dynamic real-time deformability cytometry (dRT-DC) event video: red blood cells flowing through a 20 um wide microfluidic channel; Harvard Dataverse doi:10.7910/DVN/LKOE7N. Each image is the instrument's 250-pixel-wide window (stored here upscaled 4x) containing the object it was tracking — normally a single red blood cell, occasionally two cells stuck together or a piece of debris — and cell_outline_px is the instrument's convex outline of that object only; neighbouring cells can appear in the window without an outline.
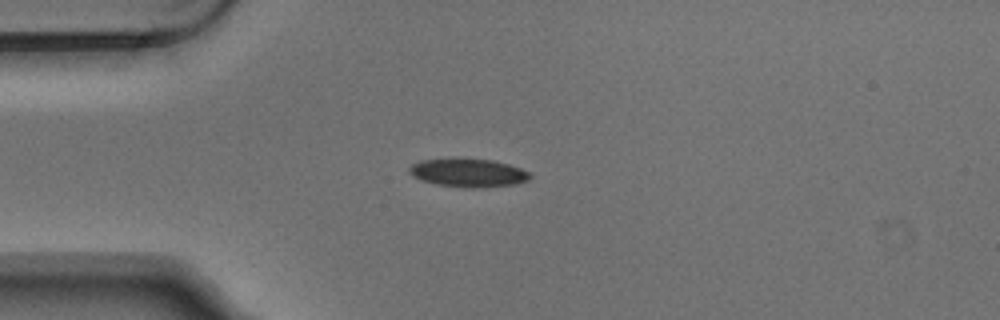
{"species": "Egyptian fruit bat (a non-hibernating species)", "species_latin": "Rousettus aegyptiacus", "temperature_condition": "warm", "stored_images_in_passage": 5, "camera_frame_rate_fps": 3000, "um_per_image_px": 0.085, "animal": {"sex": "male"}, "frame": {"image": 1, "passage_image": 3, "time_ms": 0.667, "image_size_px": [1000, 320], "cell_outline_px": [[532, 176], [528, 180], [516, 184], [484, 188], [468, 188], [436, 184], [420, 180], [412, 176], [408, 172], [408, 168], [412, 164], [420, 160], [492, 160], [508, 164], [520, 168], [528, 172]], "centroid_in_image_um": [39.8, 14.72], "position_along_channel_um": 45.2, "area_um2": 19.65}}
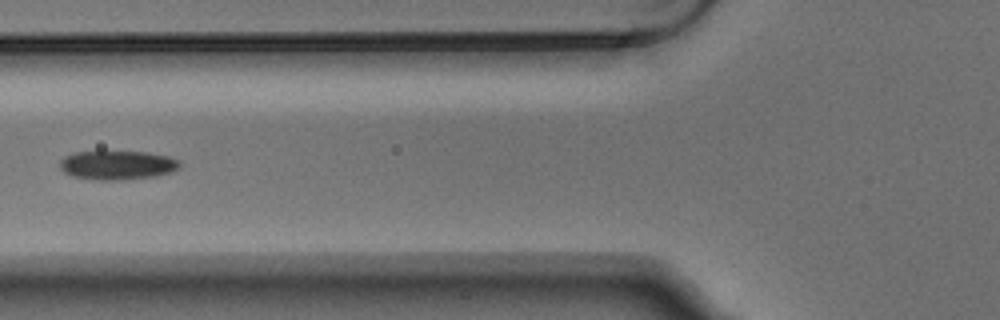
{"frame": {"image": 2, "passage_image": 5, "time_ms": 1.333, "image_size_px": [1000, 320], "cell_outline_px": [[180, 168], [172, 172], [156, 176], [120, 180], [100, 180], [72, 176], [64, 172], [60, 168], [60, 160], [64, 156], [76, 152], [144, 152], [168, 156], [180, 160]], "centroid_in_image_um": [10.0, 14.04], "position_along_channel_um": 115.8, "area_um2": 20.23}}